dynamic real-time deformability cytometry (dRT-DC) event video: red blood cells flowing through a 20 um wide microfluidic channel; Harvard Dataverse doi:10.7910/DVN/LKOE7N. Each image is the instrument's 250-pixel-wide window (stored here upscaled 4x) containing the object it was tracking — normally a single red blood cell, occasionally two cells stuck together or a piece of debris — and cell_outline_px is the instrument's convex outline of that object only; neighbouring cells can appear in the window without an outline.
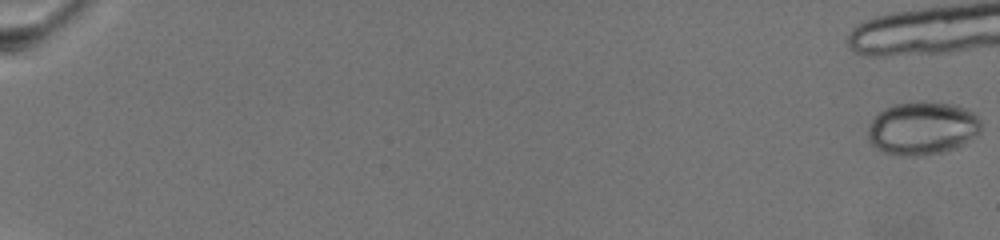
{"species": "common noctule bat (a hibernating species)", "species_latin": "Nyctalus noctula", "temperature_condition": "warm", "stored_images_in_passage": 22, "camera_frame_rate_fps": 3000, "um_per_image_px": 0.085, "animal": {"sex": "female", "body_mass_g": 19.5, "forearm_length_mm": 54.1}, "frame": {"image": 1, "passage_image": 1, "time_ms": 0.0, "image_size_px": [1000, 240], "cell_outline_px": [[980, 132], [976, 136], [964, 144], [956, 148], [924, 156], [900, 156], [884, 152], [876, 148], [868, 140], [868, 128], [872, 120], [884, 108], [892, 104], [920, 100], [928, 100], [948, 104], [964, 108], [972, 112], [980, 120]], "centroid_in_image_um": [78.38, 10.9], "position_along_channel_um": 6.6, "area_um2": 35.37}}